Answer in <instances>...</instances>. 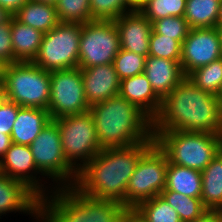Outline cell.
Segmentation results:
<instances>
[{
	"label": "cell",
	"mask_w": 222,
	"mask_h": 222,
	"mask_svg": "<svg viewBox=\"0 0 222 222\" xmlns=\"http://www.w3.org/2000/svg\"><path fill=\"white\" fill-rule=\"evenodd\" d=\"M221 57V40L217 27L189 30L181 48L180 65L185 77Z\"/></svg>",
	"instance_id": "14"
},
{
	"label": "cell",
	"mask_w": 222,
	"mask_h": 222,
	"mask_svg": "<svg viewBox=\"0 0 222 222\" xmlns=\"http://www.w3.org/2000/svg\"><path fill=\"white\" fill-rule=\"evenodd\" d=\"M51 120L47 109L21 107L11 130L12 143L30 146Z\"/></svg>",
	"instance_id": "20"
},
{
	"label": "cell",
	"mask_w": 222,
	"mask_h": 222,
	"mask_svg": "<svg viewBox=\"0 0 222 222\" xmlns=\"http://www.w3.org/2000/svg\"><path fill=\"white\" fill-rule=\"evenodd\" d=\"M80 69L89 107L119 95L120 80L113 63Z\"/></svg>",
	"instance_id": "17"
},
{
	"label": "cell",
	"mask_w": 222,
	"mask_h": 222,
	"mask_svg": "<svg viewBox=\"0 0 222 222\" xmlns=\"http://www.w3.org/2000/svg\"><path fill=\"white\" fill-rule=\"evenodd\" d=\"M44 33L11 18V41L15 62H33L36 58Z\"/></svg>",
	"instance_id": "21"
},
{
	"label": "cell",
	"mask_w": 222,
	"mask_h": 222,
	"mask_svg": "<svg viewBox=\"0 0 222 222\" xmlns=\"http://www.w3.org/2000/svg\"><path fill=\"white\" fill-rule=\"evenodd\" d=\"M217 26H222V0L220 2V9H219V17H218Z\"/></svg>",
	"instance_id": "43"
},
{
	"label": "cell",
	"mask_w": 222,
	"mask_h": 222,
	"mask_svg": "<svg viewBox=\"0 0 222 222\" xmlns=\"http://www.w3.org/2000/svg\"><path fill=\"white\" fill-rule=\"evenodd\" d=\"M122 222H149L137 208H124Z\"/></svg>",
	"instance_id": "37"
},
{
	"label": "cell",
	"mask_w": 222,
	"mask_h": 222,
	"mask_svg": "<svg viewBox=\"0 0 222 222\" xmlns=\"http://www.w3.org/2000/svg\"><path fill=\"white\" fill-rule=\"evenodd\" d=\"M35 2H41V3H47V4H52L55 5L57 0H33Z\"/></svg>",
	"instance_id": "44"
},
{
	"label": "cell",
	"mask_w": 222,
	"mask_h": 222,
	"mask_svg": "<svg viewBox=\"0 0 222 222\" xmlns=\"http://www.w3.org/2000/svg\"><path fill=\"white\" fill-rule=\"evenodd\" d=\"M136 208L149 222H182L178 212L161 195L141 202Z\"/></svg>",
	"instance_id": "29"
},
{
	"label": "cell",
	"mask_w": 222,
	"mask_h": 222,
	"mask_svg": "<svg viewBox=\"0 0 222 222\" xmlns=\"http://www.w3.org/2000/svg\"><path fill=\"white\" fill-rule=\"evenodd\" d=\"M221 0H186L184 18L190 29L217 27Z\"/></svg>",
	"instance_id": "25"
},
{
	"label": "cell",
	"mask_w": 222,
	"mask_h": 222,
	"mask_svg": "<svg viewBox=\"0 0 222 222\" xmlns=\"http://www.w3.org/2000/svg\"><path fill=\"white\" fill-rule=\"evenodd\" d=\"M137 9L152 23L170 16H184L186 0H145Z\"/></svg>",
	"instance_id": "28"
},
{
	"label": "cell",
	"mask_w": 222,
	"mask_h": 222,
	"mask_svg": "<svg viewBox=\"0 0 222 222\" xmlns=\"http://www.w3.org/2000/svg\"><path fill=\"white\" fill-rule=\"evenodd\" d=\"M136 8L130 0H90V11L94 20H115Z\"/></svg>",
	"instance_id": "31"
},
{
	"label": "cell",
	"mask_w": 222,
	"mask_h": 222,
	"mask_svg": "<svg viewBox=\"0 0 222 222\" xmlns=\"http://www.w3.org/2000/svg\"><path fill=\"white\" fill-rule=\"evenodd\" d=\"M152 30L155 33L172 37L182 44L190 27L184 16H170L152 22Z\"/></svg>",
	"instance_id": "34"
},
{
	"label": "cell",
	"mask_w": 222,
	"mask_h": 222,
	"mask_svg": "<svg viewBox=\"0 0 222 222\" xmlns=\"http://www.w3.org/2000/svg\"><path fill=\"white\" fill-rule=\"evenodd\" d=\"M166 154L154 143L139 159L126 189V208L161 194L166 186Z\"/></svg>",
	"instance_id": "10"
},
{
	"label": "cell",
	"mask_w": 222,
	"mask_h": 222,
	"mask_svg": "<svg viewBox=\"0 0 222 222\" xmlns=\"http://www.w3.org/2000/svg\"><path fill=\"white\" fill-rule=\"evenodd\" d=\"M12 17L13 14H11L7 9L0 6V25L7 23Z\"/></svg>",
	"instance_id": "41"
},
{
	"label": "cell",
	"mask_w": 222,
	"mask_h": 222,
	"mask_svg": "<svg viewBox=\"0 0 222 222\" xmlns=\"http://www.w3.org/2000/svg\"><path fill=\"white\" fill-rule=\"evenodd\" d=\"M0 58L8 64L15 63L11 41V19L0 25Z\"/></svg>",
	"instance_id": "36"
},
{
	"label": "cell",
	"mask_w": 222,
	"mask_h": 222,
	"mask_svg": "<svg viewBox=\"0 0 222 222\" xmlns=\"http://www.w3.org/2000/svg\"><path fill=\"white\" fill-rule=\"evenodd\" d=\"M154 140L169 162L201 172L222 149L221 135L209 132L161 131Z\"/></svg>",
	"instance_id": "5"
},
{
	"label": "cell",
	"mask_w": 222,
	"mask_h": 222,
	"mask_svg": "<svg viewBox=\"0 0 222 222\" xmlns=\"http://www.w3.org/2000/svg\"><path fill=\"white\" fill-rule=\"evenodd\" d=\"M218 32H219V36H220V40H221V49H222V26H217Z\"/></svg>",
	"instance_id": "46"
},
{
	"label": "cell",
	"mask_w": 222,
	"mask_h": 222,
	"mask_svg": "<svg viewBox=\"0 0 222 222\" xmlns=\"http://www.w3.org/2000/svg\"><path fill=\"white\" fill-rule=\"evenodd\" d=\"M81 23L59 22L44 33L33 63L46 71L78 67Z\"/></svg>",
	"instance_id": "9"
},
{
	"label": "cell",
	"mask_w": 222,
	"mask_h": 222,
	"mask_svg": "<svg viewBox=\"0 0 222 222\" xmlns=\"http://www.w3.org/2000/svg\"><path fill=\"white\" fill-rule=\"evenodd\" d=\"M8 63L0 58V86H3Z\"/></svg>",
	"instance_id": "42"
},
{
	"label": "cell",
	"mask_w": 222,
	"mask_h": 222,
	"mask_svg": "<svg viewBox=\"0 0 222 222\" xmlns=\"http://www.w3.org/2000/svg\"><path fill=\"white\" fill-rule=\"evenodd\" d=\"M201 201L207 210L222 207V149L201 172Z\"/></svg>",
	"instance_id": "24"
},
{
	"label": "cell",
	"mask_w": 222,
	"mask_h": 222,
	"mask_svg": "<svg viewBox=\"0 0 222 222\" xmlns=\"http://www.w3.org/2000/svg\"><path fill=\"white\" fill-rule=\"evenodd\" d=\"M154 137L128 147L102 149L79 172L75 188L95 199L115 200L126 208V189L141 156Z\"/></svg>",
	"instance_id": "2"
},
{
	"label": "cell",
	"mask_w": 222,
	"mask_h": 222,
	"mask_svg": "<svg viewBox=\"0 0 222 222\" xmlns=\"http://www.w3.org/2000/svg\"><path fill=\"white\" fill-rule=\"evenodd\" d=\"M28 0H0V6L15 14Z\"/></svg>",
	"instance_id": "38"
},
{
	"label": "cell",
	"mask_w": 222,
	"mask_h": 222,
	"mask_svg": "<svg viewBox=\"0 0 222 222\" xmlns=\"http://www.w3.org/2000/svg\"><path fill=\"white\" fill-rule=\"evenodd\" d=\"M136 7H138L145 0H130Z\"/></svg>",
	"instance_id": "45"
},
{
	"label": "cell",
	"mask_w": 222,
	"mask_h": 222,
	"mask_svg": "<svg viewBox=\"0 0 222 222\" xmlns=\"http://www.w3.org/2000/svg\"><path fill=\"white\" fill-rule=\"evenodd\" d=\"M89 108L79 67L50 72L51 119L85 113Z\"/></svg>",
	"instance_id": "12"
},
{
	"label": "cell",
	"mask_w": 222,
	"mask_h": 222,
	"mask_svg": "<svg viewBox=\"0 0 222 222\" xmlns=\"http://www.w3.org/2000/svg\"><path fill=\"white\" fill-rule=\"evenodd\" d=\"M143 73L161 100L185 78L179 62L153 56L146 57Z\"/></svg>",
	"instance_id": "18"
},
{
	"label": "cell",
	"mask_w": 222,
	"mask_h": 222,
	"mask_svg": "<svg viewBox=\"0 0 222 222\" xmlns=\"http://www.w3.org/2000/svg\"><path fill=\"white\" fill-rule=\"evenodd\" d=\"M11 144H12L11 136L0 133V159L3 157L6 151L10 148Z\"/></svg>",
	"instance_id": "40"
},
{
	"label": "cell",
	"mask_w": 222,
	"mask_h": 222,
	"mask_svg": "<svg viewBox=\"0 0 222 222\" xmlns=\"http://www.w3.org/2000/svg\"><path fill=\"white\" fill-rule=\"evenodd\" d=\"M4 98L20 107L47 109L50 100V71L33 62L8 64L3 84Z\"/></svg>",
	"instance_id": "6"
},
{
	"label": "cell",
	"mask_w": 222,
	"mask_h": 222,
	"mask_svg": "<svg viewBox=\"0 0 222 222\" xmlns=\"http://www.w3.org/2000/svg\"><path fill=\"white\" fill-rule=\"evenodd\" d=\"M21 107L3 98L0 102V133L11 135V130Z\"/></svg>",
	"instance_id": "35"
},
{
	"label": "cell",
	"mask_w": 222,
	"mask_h": 222,
	"mask_svg": "<svg viewBox=\"0 0 222 222\" xmlns=\"http://www.w3.org/2000/svg\"><path fill=\"white\" fill-rule=\"evenodd\" d=\"M181 48L182 44L178 40L151 31L148 56L161 57L180 63Z\"/></svg>",
	"instance_id": "32"
},
{
	"label": "cell",
	"mask_w": 222,
	"mask_h": 222,
	"mask_svg": "<svg viewBox=\"0 0 222 222\" xmlns=\"http://www.w3.org/2000/svg\"><path fill=\"white\" fill-rule=\"evenodd\" d=\"M198 88L222 96V57L192 71L187 76Z\"/></svg>",
	"instance_id": "26"
},
{
	"label": "cell",
	"mask_w": 222,
	"mask_h": 222,
	"mask_svg": "<svg viewBox=\"0 0 222 222\" xmlns=\"http://www.w3.org/2000/svg\"><path fill=\"white\" fill-rule=\"evenodd\" d=\"M53 120L60 130L64 157L79 172L102 150L93 117L88 111Z\"/></svg>",
	"instance_id": "8"
},
{
	"label": "cell",
	"mask_w": 222,
	"mask_h": 222,
	"mask_svg": "<svg viewBox=\"0 0 222 222\" xmlns=\"http://www.w3.org/2000/svg\"><path fill=\"white\" fill-rule=\"evenodd\" d=\"M4 98L3 86H0V102Z\"/></svg>",
	"instance_id": "47"
},
{
	"label": "cell",
	"mask_w": 222,
	"mask_h": 222,
	"mask_svg": "<svg viewBox=\"0 0 222 222\" xmlns=\"http://www.w3.org/2000/svg\"><path fill=\"white\" fill-rule=\"evenodd\" d=\"M161 131L209 132L222 135L220 97L201 90L185 77L163 100L152 121L155 137Z\"/></svg>",
	"instance_id": "1"
},
{
	"label": "cell",
	"mask_w": 222,
	"mask_h": 222,
	"mask_svg": "<svg viewBox=\"0 0 222 222\" xmlns=\"http://www.w3.org/2000/svg\"><path fill=\"white\" fill-rule=\"evenodd\" d=\"M177 212L182 222L199 218L207 209L201 198H193L175 191H162L160 194Z\"/></svg>",
	"instance_id": "27"
},
{
	"label": "cell",
	"mask_w": 222,
	"mask_h": 222,
	"mask_svg": "<svg viewBox=\"0 0 222 222\" xmlns=\"http://www.w3.org/2000/svg\"><path fill=\"white\" fill-rule=\"evenodd\" d=\"M119 95L137 106L152 121L161 109L162 100L155 94L144 73L120 80Z\"/></svg>",
	"instance_id": "19"
},
{
	"label": "cell",
	"mask_w": 222,
	"mask_h": 222,
	"mask_svg": "<svg viewBox=\"0 0 222 222\" xmlns=\"http://www.w3.org/2000/svg\"><path fill=\"white\" fill-rule=\"evenodd\" d=\"M220 103H221V111H222V96L220 97Z\"/></svg>",
	"instance_id": "49"
},
{
	"label": "cell",
	"mask_w": 222,
	"mask_h": 222,
	"mask_svg": "<svg viewBox=\"0 0 222 222\" xmlns=\"http://www.w3.org/2000/svg\"><path fill=\"white\" fill-rule=\"evenodd\" d=\"M217 211L219 212L221 220H222V207H220Z\"/></svg>",
	"instance_id": "48"
},
{
	"label": "cell",
	"mask_w": 222,
	"mask_h": 222,
	"mask_svg": "<svg viewBox=\"0 0 222 222\" xmlns=\"http://www.w3.org/2000/svg\"><path fill=\"white\" fill-rule=\"evenodd\" d=\"M55 9L60 22L84 24L94 20L90 0H57Z\"/></svg>",
	"instance_id": "30"
},
{
	"label": "cell",
	"mask_w": 222,
	"mask_h": 222,
	"mask_svg": "<svg viewBox=\"0 0 222 222\" xmlns=\"http://www.w3.org/2000/svg\"><path fill=\"white\" fill-rule=\"evenodd\" d=\"M114 22L119 31L121 49L147 57L152 23L139 9L124 13Z\"/></svg>",
	"instance_id": "16"
},
{
	"label": "cell",
	"mask_w": 222,
	"mask_h": 222,
	"mask_svg": "<svg viewBox=\"0 0 222 222\" xmlns=\"http://www.w3.org/2000/svg\"><path fill=\"white\" fill-rule=\"evenodd\" d=\"M13 17L22 24L43 33L49 32L60 21L55 5L28 0Z\"/></svg>",
	"instance_id": "22"
},
{
	"label": "cell",
	"mask_w": 222,
	"mask_h": 222,
	"mask_svg": "<svg viewBox=\"0 0 222 222\" xmlns=\"http://www.w3.org/2000/svg\"><path fill=\"white\" fill-rule=\"evenodd\" d=\"M26 214L39 222L40 198L23 182L0 173V219L7 213Z\"/></svg>",
	"instance_id": "15"
},
{
	"label": "cell",
	"mask_w": 222,
	"mask_h": 222,
	"mask_svg": "<svg viewBox=\"0 0 222 222\" xmlns=\"http://www.w3.org/2000/svg\"><path fill=\"white\" fill-rule=\"evenodd\" d=\"M190 222H222L217 210H206L199 218Z\"/></svg>",
	"instance_id": "39"
},
{
	"label": "cell",
	"mask_w": 222,
	"mask_h": 222,
	"mask_svg": "<svg viewBox=\"0 0 222 222\" xmlns=\"http://www.w3.org/2000/svg\"><path fill=\"white\" fill-rule=\"evenodd\" d=\"M120 49L119 31L114 20L84 23L80 36L78 67L111 64Z\"/></svg>",
	"instance_id": "11"
},
{
	"label": "cell",
	"mask_w": 222,
	"mask_h": 222,
	"mask_svg": "<svg viewBox=\"0 0 222 222\" xmlns=\"http://www.w3.org/2000/svg\"><path fill=\"white\" fill-rule=\"evenodd\" d=\"M145 59V56L120 49L113 61L119 80L143 74Z\"/></svg>",
	"instance_id": "33"
},
{
	"label": "cell",
	"mask_w": 222,
	"mask_h": 222,
	"mask_svg": "<svg viewBox=\"0 0 222 222\" xmlns=\"http://www.w3.org/2000/svg\"><path fill=\"white\" fill-rule=\"evenodd\" d=\"M38 171L53 183L55 188L75 186L78 172L66 161L58 125L52 119L30 144Z\"/></svg>",
	"instance_id": "7"
},
{
	"label": "cell",
	"mask_w": 222,
	"mask_h": 222,
	"mask_svg": "<svg viewBox=\"0 0 222 222\" xmlns=\"http://www.w3.org/2000/svg\"><path fill=\"white\" fill-rule=\"evenodd\" d=\"M101 149L128 147L153 137L152 120L120 95L89 108Z\"/></svg>",
	"instance_id": "3"
},
{
	"label": "cell",
	"mask_w": 222,
	"mask_h": 222,
	"mask_svg": "<svg viewBox=\"0 0 222 222\" xmlns=\"http://www.w3.org/2000/svg\"><path fill=\"white\" fill-rule=\"evenodd\" d=\"M124 206L83 195L74 186L40 198L39 222H122Z\"/></svg>",
	"instance_id": "4"
},
{
	"label": "cell",
	"mask_w": 222,
	"mask_h": 222,
	"mask_svg": "<svg viewBox=\"0 0 222 222\" xmlns=\"http://www.w3.org/2000/svg\"><path fill=\"white\" fill-rule=\"evenodd\" d=\"M163 191H175L189 197L201 198V171L169 162L166 170V186Z\"/></svg>",
	"instance_id": "23"
},
{
	"label": "cell",
	"mask_w": 222,
	"mask_h": 222,
	"mask_svg": "<svg viewBox=\"0 0 222 222\" xmlns=\"http://www.w3.org/2000/svg\"><path fill=\"white\" fill-rule=\"evenodd\" d=\"M0 173L23 182L39 198L49 195L56 189L51 185L52 182H47L48 180L38 171L31 149L26 145L11 144L0 159Z\"/></svg>",
	"instance_id": "13"
}]
</instances>
